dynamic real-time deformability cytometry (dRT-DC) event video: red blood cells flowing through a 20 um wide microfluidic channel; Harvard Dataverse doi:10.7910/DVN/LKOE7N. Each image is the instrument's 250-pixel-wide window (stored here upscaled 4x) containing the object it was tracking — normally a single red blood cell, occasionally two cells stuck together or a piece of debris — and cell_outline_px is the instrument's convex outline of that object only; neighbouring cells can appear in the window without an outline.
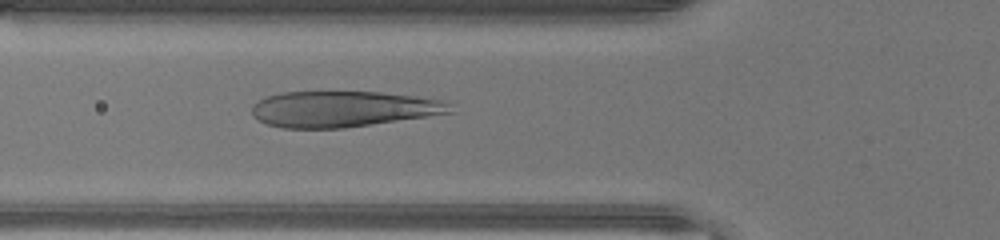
{"species": "human", "species_latin": "Homo sapiens", "temperature_condition": "warm", "stored_images_in_passage": 27, "camera_frame_rate_fps": 3000, "um_per_image_px": 0.085, "donor": {"sex": "male"}, "frame": {"image": 1, "passage_image": 3, "time_ms": 0.667, "image_size_px": [1000, 240], "cell_outline_px": [[456, 112], [344, 128], [284, 128], [268, 124], [252, 116], [252, 104], [268, 96], [280, 92], [380, 92], [412, 96], [440, 100], [448, 104]], "centroid_in_image_um": [29.13, 9.27], "position_along_channel_um": 96.7, "area_um2": 41.15}}
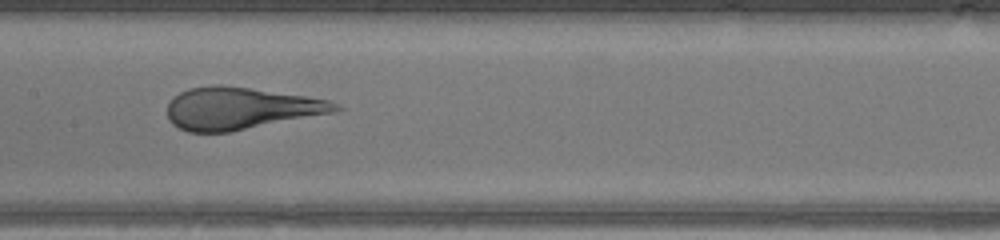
{"frame": {"image": 2, "passage_image": 9, "time_ms": 2.667, "image_size_px": [1000, 240], "cell_outline_px": [[344, 108], [336, 112], [228, 132], [188, 132], [172, 124], [168, 120], [168, 100], [172, 96], [188, 88], [212, 84], [220, 84], [304, 96], [328, 100], [340, 104]], "centroid_in_image_um": [20.4, 9.2], "position_along_channel_um": 187.0, "area_um2": 41.27}}
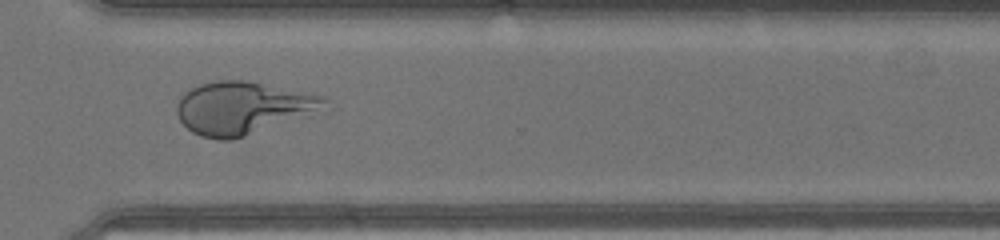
{"frame": {"image": 3, "passage_image": 20, "time_ms": 6.333, "image_size_px": [1000, 240], "cell_outline_px": [[332, 112], [232, 140], [220, 140], [200, 136], [192, 132], [180, 120], [176, 112], [176, 104], [180, 96], [184, 92], [200, 84], [216, 80], [244, 80], [324, 96], [328, 100], [332, 108]], "centroid_in_image_um": [20.81, 9.21], "position_along_channel_um": 349.8, "area_um2": 46.99}}